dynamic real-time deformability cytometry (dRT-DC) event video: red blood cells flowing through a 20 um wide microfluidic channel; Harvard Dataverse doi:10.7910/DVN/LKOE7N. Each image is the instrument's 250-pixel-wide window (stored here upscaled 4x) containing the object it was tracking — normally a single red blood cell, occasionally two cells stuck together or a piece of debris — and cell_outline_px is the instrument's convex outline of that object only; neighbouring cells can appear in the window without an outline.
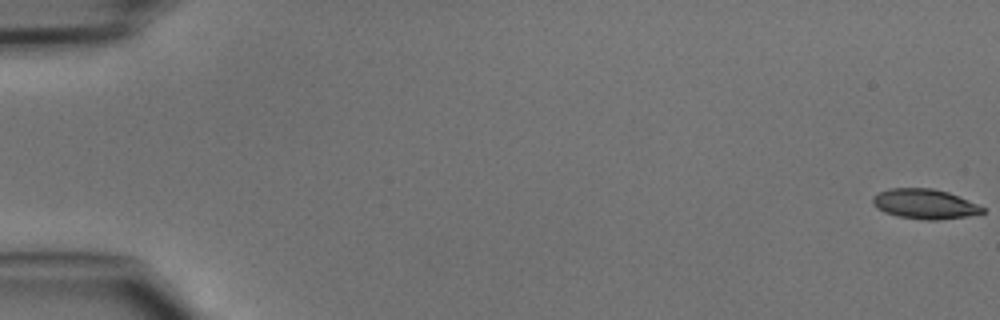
{"species": "common noctule bat (a hibernating species)", "species_latin": "Nyctalus noctula", "temperature_condition": "cold", "stored_images_in_passage": 13, "camera_frame_rate_fps": 3000, "um_per_image_px": 0.085, "animal": {"sex": "male", "body_mass_g": 15.6}, "frame": {"image": 1, "passage_image": 1, "time_ms": 0.0, "image_size_px": [1000, 320], "cell_outline_px": [[984, 212], [968, 216], [936, 220], [924, 220], [900, 216], [884, 212], [876, 208], [872, 204], [872, 196], [888, 188], [932, 188], [948, 192], [976, 204], [984, 208]], "centroid_in_image_um": [78.55, 17.33], "position_along_channel_um": 6.5, "area_um2": 18.96}}